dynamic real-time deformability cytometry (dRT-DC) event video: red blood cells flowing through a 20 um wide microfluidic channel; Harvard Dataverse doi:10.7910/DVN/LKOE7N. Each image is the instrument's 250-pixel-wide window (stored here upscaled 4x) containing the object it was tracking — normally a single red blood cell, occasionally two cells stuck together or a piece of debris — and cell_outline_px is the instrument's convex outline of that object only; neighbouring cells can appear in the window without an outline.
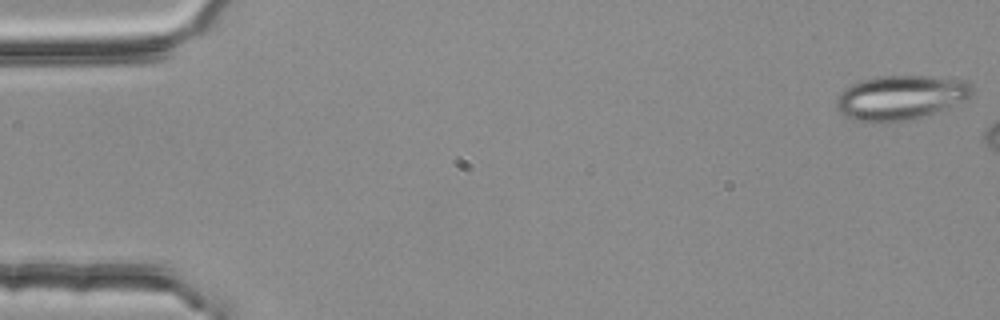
{"species": "common noctule bat (a hibernating species)", "species_latin": "Nyctalus noctula", "temperature_condition": "room temperature", "stored_images_in_passage": 7, "camera_frame_rate_fps": 3000, "um_per_image_px": 0.085, "animal": {"sex": "female", "body_mass_g": 25.1}, "frame": {"image": 1, "passage_image": 1, "time_ms": 0.0, "image_size_px": [1000, 320], "cell_outline_px": [[976, 92], [972, 96], [964, 100], [932, 112], [908, 120], [856, 120], [844, 116], [836, 108], [836, 96], [844, 88], [860, 80], [880, 76], [932, 76], [968, 80], [976, 88]], "centroid_in_image_um": [76.58, 8.23], "position_along_channel_um": 8.4, "area_um2": 34.8}}